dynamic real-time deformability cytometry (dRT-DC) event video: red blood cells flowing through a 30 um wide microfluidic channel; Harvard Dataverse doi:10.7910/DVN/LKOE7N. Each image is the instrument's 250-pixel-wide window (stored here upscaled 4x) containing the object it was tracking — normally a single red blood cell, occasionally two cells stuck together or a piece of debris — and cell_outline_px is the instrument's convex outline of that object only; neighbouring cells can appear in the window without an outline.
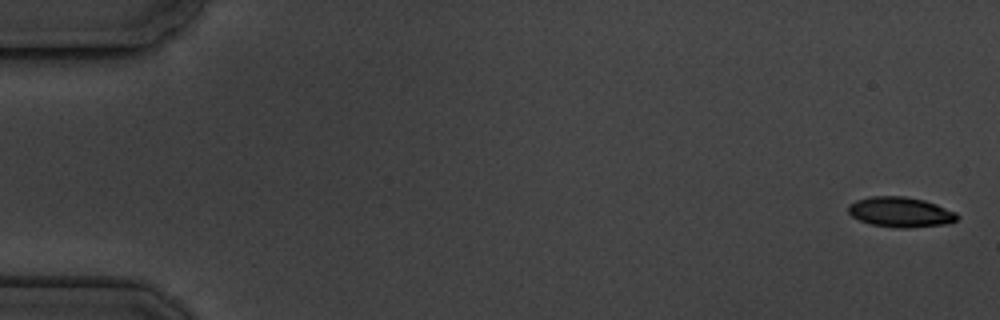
{"species": "common noctule bat (a hibernating species)", "species_latin": "Nyctalus noctula", "temperature_condition": "cold", "stored_images_in_passage": 4, "camera_frame_rate_fps": 3000, "um_per_image_px": 0.085, "animal": {"sex": "male", "body_mass_g": 19.5, "forearm_length_mm": 54.6}, "frame": {"image": 1, "passage_image": 1, "time_ms": 0.0, "image_size_px": [1000, 320], "cell_outline_px": [[960, 216], [956, 220], [948, 224], [908, 228], [900, 228], [872, 224], [860, 220], [852, 216], [848, 212], [848, 204], [856, 200], [868, 196], [904, 196], [924, 200], [936, 204], [956, 212]], "centroid_in_image_um": [76.55, 18.02], "position_along_channel_um": 8.5, "area_um2": 19.19}}
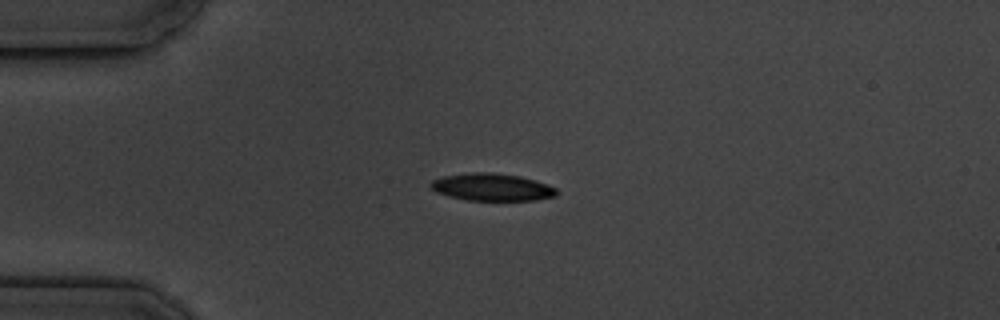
{"frame": {"image": 2, "passage_image": 4, "time_ms": 4.333, "image_size_px": [1000, 320], "cell_outline_px": [[556, 196], [536, 200], [468, 200], [448, 196], [436, 192], [428, 184], [432, 180], [444, 176], [472, 172], [492, 172], [520, 176], [536, 180], [556, 188]], "centroid_in_image_um": [41.8, 15.9], "position_along_channel_um": 43.2, "area_um2": 20.06}}